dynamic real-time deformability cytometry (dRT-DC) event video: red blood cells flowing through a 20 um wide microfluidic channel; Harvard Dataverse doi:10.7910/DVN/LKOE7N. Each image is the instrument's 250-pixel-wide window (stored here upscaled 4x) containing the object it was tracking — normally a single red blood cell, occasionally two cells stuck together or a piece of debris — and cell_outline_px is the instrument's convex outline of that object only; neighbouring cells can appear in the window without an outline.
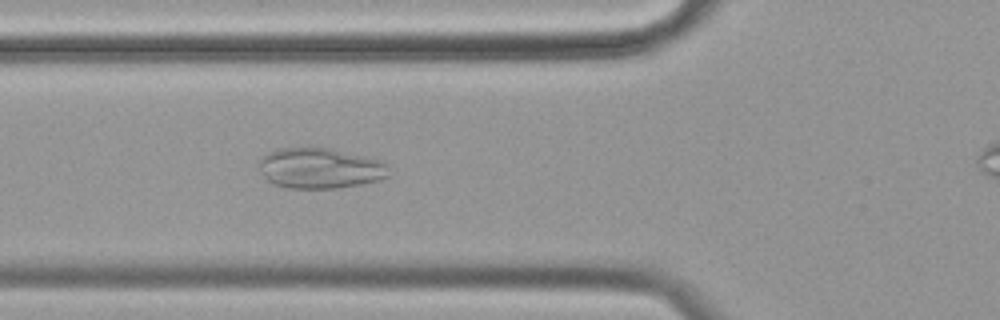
{"species": "common noctule bat (a hibernating species)", "species_latin": "Nyctalus noctula", "temperature_condition": "cold", "stored_images_in_passage": 37, "camera_frame_rate_fps": 3000, "um_per_image_px": 0.085, "animal": {"sex": "female", "body_mass_g": 19.9}, "frame": {"image": 1, "passage_image": 7, "time_ms": 2.0, "image_size_px": [1000, 320], "cell_outline_px": [[388, 176], [380, 180], [360, 184], [336, 188], [284, 188], [272, 184], [264, 176], [260, 164], [260, 156], [276, 148], [328, 148], [364, 156], [380, 160], [388, 164]], "centroid_in_image_um": [27.19, 14.3], "position_along_channel_um": 98.6, "area_um2": 30.58}}
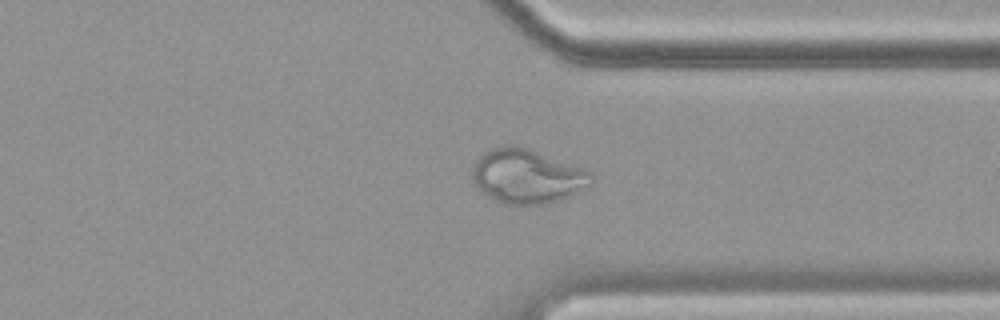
{"frame": {"image": 2, "passage_image": 30, "time_ms": 9.667, "image_size_px": [1000, 320], "cell_outline_px": [[592, 184], [568, 196], [544, 204], [504, 204], [496, 200], [484, 192], [472, 180], [472, 168], [476, 160], [484, 152], [492, 148], [504, 144], [516, 144], [528, 148], [580, 168], [588, 172], [592, 176]], "centroid_in_image_um": [44.75, 14.96], "position_along_channel_um": 366.7, "area_um2": 36.93}}
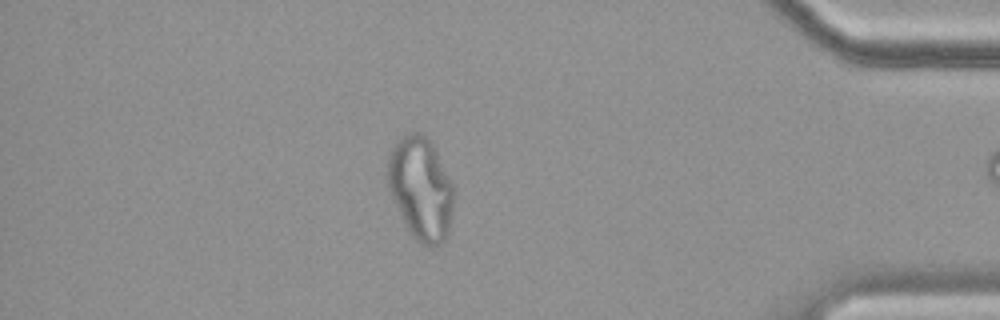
{"frame": {"image": 3, "passage_image": 36, "time_ms": 11.667, "image_size_px": [1000, 320], "cell_outline_px": [[452, 208], [448, 236], [440, 244], [432, 248], [420, 244], [412, 236], [392, 196], [388, 184], [388, 156], [396, 140], [408, 132], [420, 132], [432, 144], [452, 184]], "centroid_in_image_um": [35.76, 16.03], "position_along_channel_um": 399.4, "area_um2": 38.96}}